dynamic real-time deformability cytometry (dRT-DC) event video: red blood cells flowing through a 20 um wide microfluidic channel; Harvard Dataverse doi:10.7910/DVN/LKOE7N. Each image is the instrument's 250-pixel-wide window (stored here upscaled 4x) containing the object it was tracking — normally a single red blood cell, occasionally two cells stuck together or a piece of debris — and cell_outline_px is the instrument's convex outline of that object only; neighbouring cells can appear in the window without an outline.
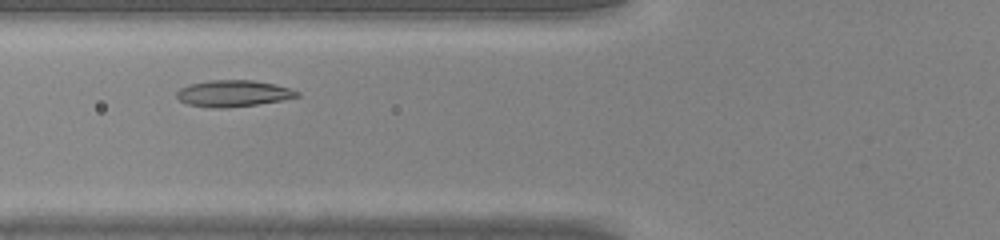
{"species": "common noctule bat (a hibernating species)", "species_latin": "Nyctalus noctula", "temperature_condition": "warm", "stored_images_in_passage": 28, "camera_frame_rate_fps": 3000, "um_per_image_px": 0.085, "animal": {"sex": "male", "body_mass_g": 20.0, "forearm_length_mm": 53.3}, "frame": {"image": 1, "passage_image": 7, "time_ms": 2.0, "image_size_px": [1000, 240], "cell_outline_px": [[300, 96], [284, 100], [256, 104], [224, 108], [212, 108], [188, 104], [180, 100], [176, 96], [176, 92], [180, 88], [188, 84], [208, 80], [252, 80], [276, 84], [292, 88], [300, 92]], "centroid_in_image_um": [19.85, 7.93], "position_along_channel_um": 106.0, "area_um2": 18.73}}
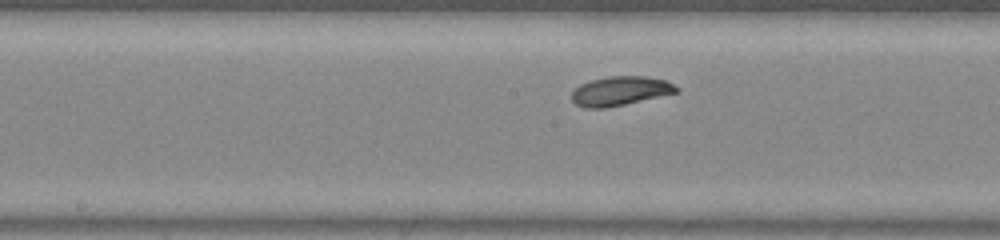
{"frame": {"image": 2, "passage_image": 13, "time_ms": 4.0, "image_size_px": [1000, 240], "cell_outline_px": [[680, 92], [624, 104], [604, 108], [584, 108], [576, 104], [572, 100], [572, 92], [580, 84], [588, 80], [608, 76], [648, 76], [668, 80], [680, 88]], "centroid_in_image_um": [52.76, 7.71], "position_along_channel_um": 195.4, "area_um2": 18.03}}
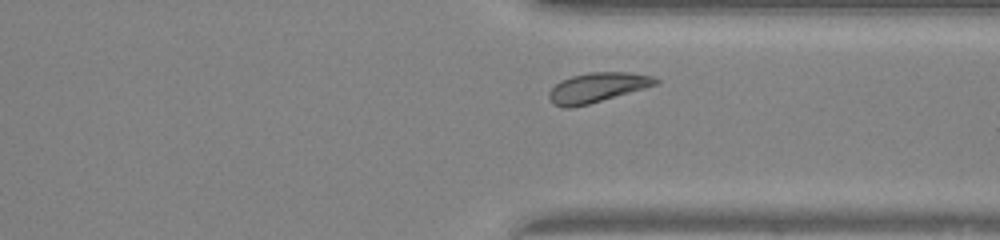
{"frame": {"image": 3, "passage_image": 24, "time_ms": 7.667, "image_size_px": [1000, 240], "cell_outline_px": [[660, 84], [588, 104], [572, 108], [564, 108], [552, 104], [548, 96], [548, 92], [560, 80], [572, 76], [588, 72], [628, 72], [656, 76], [660, 80]], "centroid_in_image_um": [50.79, 7.43], "position_along_channel_um": 360.6, "area_um2": 18.67}}